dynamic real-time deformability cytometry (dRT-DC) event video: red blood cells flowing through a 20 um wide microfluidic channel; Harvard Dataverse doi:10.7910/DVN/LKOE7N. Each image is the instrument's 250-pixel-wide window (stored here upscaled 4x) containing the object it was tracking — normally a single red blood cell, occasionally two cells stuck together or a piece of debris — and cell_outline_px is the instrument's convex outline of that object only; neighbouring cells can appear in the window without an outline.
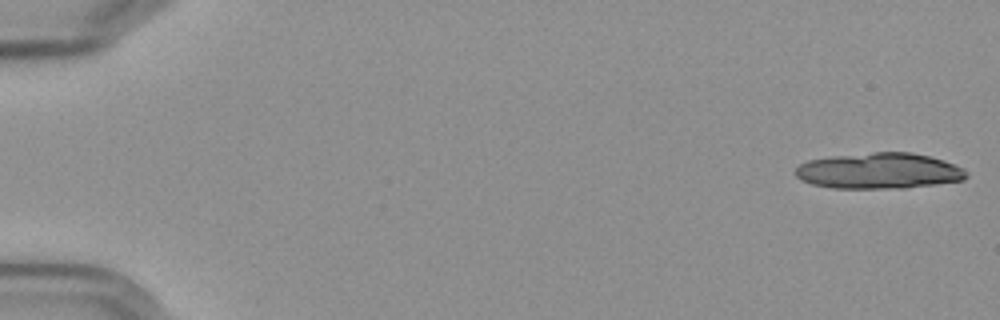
{"species": "Egyptian fruit bat (a non-hibernating species)", "species_latin": "Rousettus aegyptiacus", "temperature_condition": "cold", "stored_images_in_passage": 5, "camera_frame_rate_fps": 3000, "um_per_image_px": 0.085, "frame": {"image": 1, "passage_image": 1, "time_ms": 0.0, "image_size_px": [1000, 320], "cell_outline_px": [[968, 176], [964, 180], [936, 184], [904, 188], [832, 188], [812, 184], [800, 180], [796, 176], [796, 168], [800, 164], [808, 160], [832, 156], [872, 152], [912, 152], [944, 160], [964, 168], [968, 172]], "centroid_in_image_um": [74.74, 14.52], "position_along_channel_um": 10.3, "area_um2": 35.89}}